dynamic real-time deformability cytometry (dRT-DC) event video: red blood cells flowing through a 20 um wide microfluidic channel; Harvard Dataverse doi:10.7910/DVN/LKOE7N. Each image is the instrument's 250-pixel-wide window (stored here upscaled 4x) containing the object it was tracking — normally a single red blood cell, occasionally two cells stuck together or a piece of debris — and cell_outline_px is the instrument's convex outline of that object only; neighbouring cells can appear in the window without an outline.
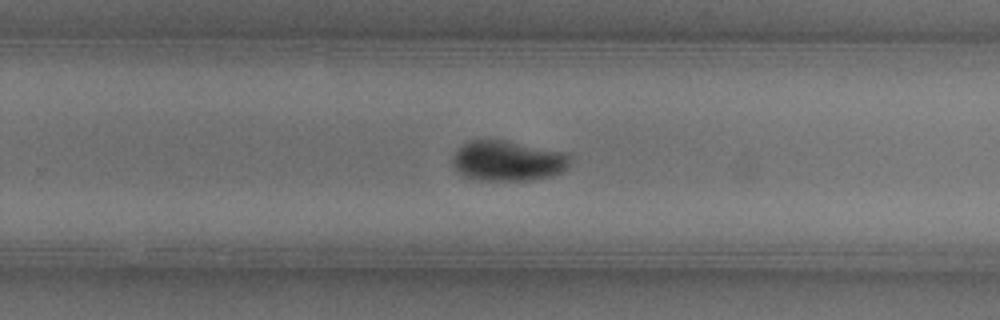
{"species": "common noctule bat (a hibernating species)", "species_latin": "Nyctalus noctula", "temperature_condition": "warm", "stored_images_in_passage": 46, "camera_frame_rate_fps": 3000, "um_per_image_px": 0.085, "animal": {"sex": "female"}, "frame": {"image": 1, "passage_image": 33, "time_ms": 10.667, "image_size_px": [1000, 320], "cell_outline_px": [[572, 160], [568, 168], [564, 172], [552, 176], [528, 180], [476, 180], [464, 176], [456, 172], [452, 164], [452, 156], [464, 144], [472, 140], [504, 140], [568, 152]], "centroid_in_image_um": [43.21, 13.68], "position_along_channel_um": 286.6, "area_um2": 27.98}}
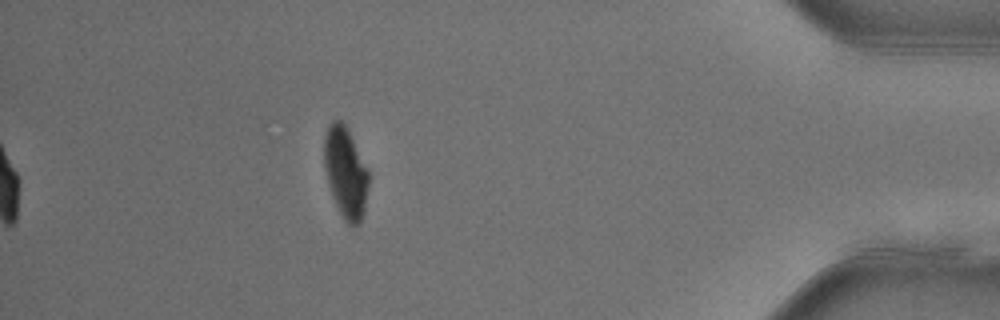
{"frame": {"image": 2, "passage_image": 46, "time_ms": 15.0, "image_size_px": [1000, 320], "cell_outline_px": [[368, 184], [364, 212], [360, 220], [356, 224], [348, 224], [344, 220], [332, 196], [328, 184], [324, 168], [324, 136], [332, 120], [340, 120], [344, 124], [368, 168]], "centroid_in_image_um": [29.36, 14.65], "position_along_channel_um": 405.8, "area_um2": 23.18}, "authors_computed_cell_mechanics": {"area_um2": 26.7036, "velocity_mm_per_s": 3.9627, "shape_relaxation_time_tau1_ms": 4.4374, "shape_relaxation_time_tau2_ms": 1.052, "deformation_change_tau1": 0.1773, "deformation_change_tau2": 0.0287}}